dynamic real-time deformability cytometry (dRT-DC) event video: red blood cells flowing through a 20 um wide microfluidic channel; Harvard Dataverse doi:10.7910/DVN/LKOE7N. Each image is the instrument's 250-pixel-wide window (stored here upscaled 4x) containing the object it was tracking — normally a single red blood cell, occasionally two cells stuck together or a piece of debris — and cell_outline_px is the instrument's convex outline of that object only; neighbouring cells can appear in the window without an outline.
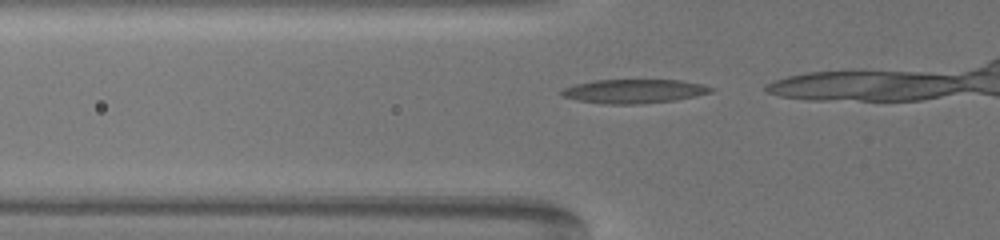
{"species": "common noctule bat (a hibernating species)", "species_latin": "Nyctalus noctula", "temperature_condition": "warm", "stored_images_in_passage": 17, "camera_frame_rate_fps": 3000, "um_per_image_px": 0.085, "animal": {"sex": "female", "body_mass_g": 19.5, "forearm_length_mm": 54.1}, "frame": {"image": 1, "passage_image": 12, "time_ms": 3.667, "image_size_px": [1000, 240], "cell_outline_px": [[716, 88], [712, 92], [696, 96], [676, 100], [640, 104], [604, 104], [580, 100], [560, 96], [560, 92], [564, 88], [576, 84], [596, 80], [680, 80], [700, 84]], "centroid_in_image_um": [53.91, 7.76], "position_along_channel_um": 71.9, "area_um2": 20.81}}